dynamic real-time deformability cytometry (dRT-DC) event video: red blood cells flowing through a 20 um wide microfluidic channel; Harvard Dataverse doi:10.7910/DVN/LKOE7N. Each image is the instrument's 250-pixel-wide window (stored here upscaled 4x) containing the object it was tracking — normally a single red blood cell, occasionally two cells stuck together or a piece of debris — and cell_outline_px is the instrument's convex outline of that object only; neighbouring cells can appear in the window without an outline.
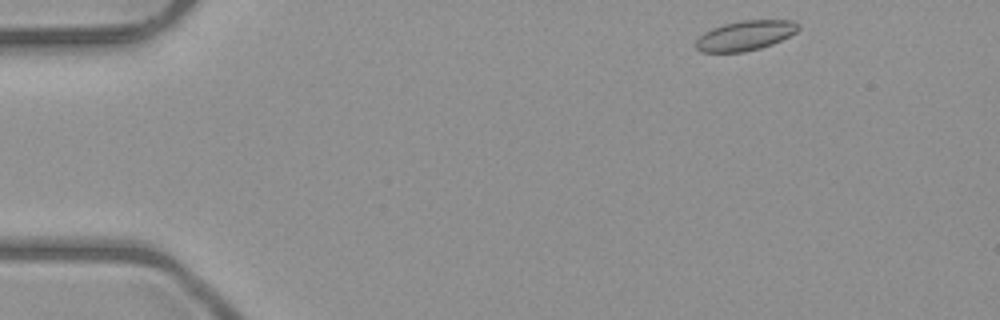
{"species": "common noctule bat (a hibernating species)", "species_latin": "Nyctalus noctula", "temperature_condition": "room temperature", "stored_images_in_passage": 46, "camera_frame_rate_fps": 3000, "um_per_image_px": 0.085, "animal": {"sex": "male", "body_mass_g": 23.1, "forearm_length_mm": 52.7}, "frame": {"image": 1, "passage_image": 1, "time_ms": 0.0, "image_size_px": [1000, 320], "cell_outline_px": [[800, 28], [796, 32], [772, 44], [760, 48], [744, 52], [700, 52], [696, 48], [696, 40], [704, 32], [712, 28], [724, 24], [740, 20], [792, 20], [800, 24]], "centroid_in_image_um": [63.35, 3.01], "position_along_channel_um": 21.7, "area_um2": 17.8}}
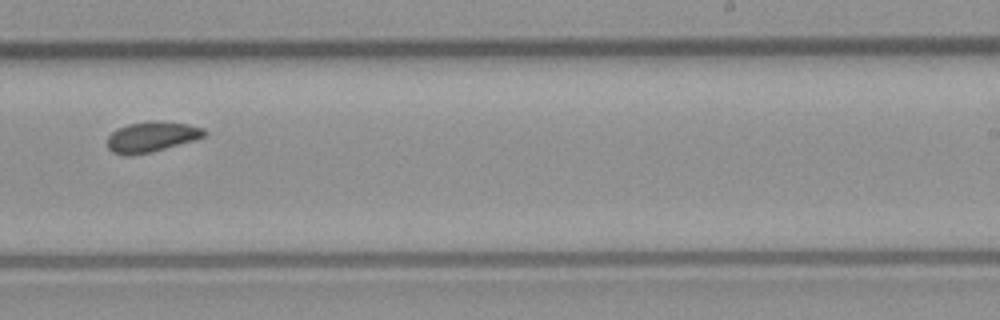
{"frame": {"image": 2, "passage_image": 27, "time_ms": 8.667, "image_size_px": [1000, 320], "cell_outline_px": [[208, 132], [204, 136], [196, 140], [152, 152], [132, 156], [124, 156], [112, 152], [108, 148], [108, 136], [116, 128], [128, 124], [152, 120], [160, 120], [188, 124], [204, 128]], "centroid_in_image_um": [12.9, 11.63], "position_along_channel_um": 276.1, "area_um2": 17.57}}
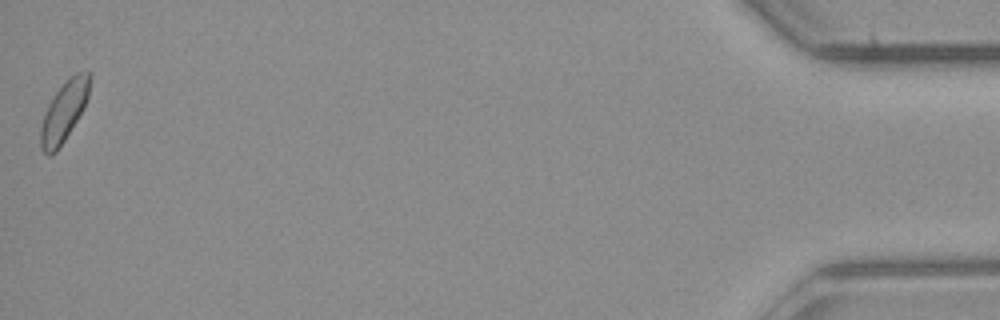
{"frame": {"image": 3, "passage_image": 46, "time_ms": 15.0, "image_size_px": [1000, 320], "cell_outline_px": [[92, 76], [88, 96], [76, 120], [64, 140], [56, 152], [48, 156], [40, 148], [40, 128], [44, 112], [48, 104], [56, 92], [76, 72], [88, 68], [92, 72]], "centroid_in_image_um": [5.44, 9.43], "position_along_channel_um": 429.8, "area_um2": 17.05}, "authors_computed_cell_mechanics": {"area_um2": 16.9065, "velocity_mm_per_s": 3.9966, "shape_relaxation_time_tau1_ms": null, "shape_relaxation_time_tau2_ms": 2.8656, "deformation_change_tau1": null, "deformation_change_tau2": 0.0628}}